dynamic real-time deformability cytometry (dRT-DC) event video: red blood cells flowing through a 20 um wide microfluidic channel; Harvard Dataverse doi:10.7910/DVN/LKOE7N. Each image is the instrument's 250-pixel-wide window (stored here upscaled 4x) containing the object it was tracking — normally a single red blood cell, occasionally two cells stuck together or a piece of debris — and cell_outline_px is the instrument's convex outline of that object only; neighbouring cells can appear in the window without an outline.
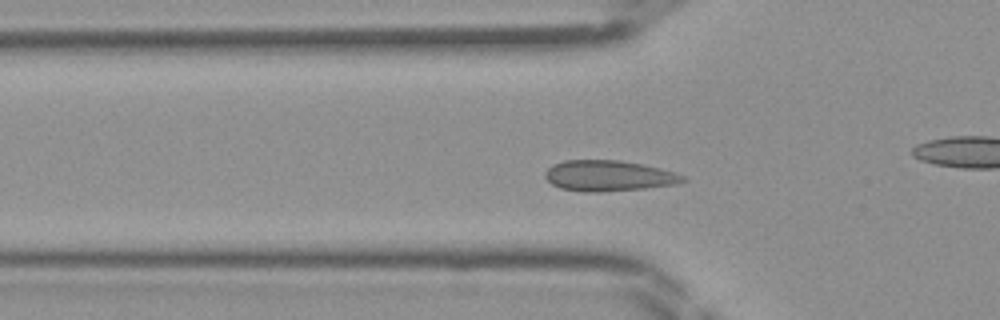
{"species": "Egyptian fruit bat (a non-hibernating species)", "species_latin": "Rousettus aegyptiacus", "temperature_condition": "room temperature", "stored_images_in_passage": 44, "camera_frame_rate_fps": 3000, "um_per_image_px": 0.085, "frame": {"image": 1, "passage_image": 12, "time_ms": 3.667, "image_size_px": [1000, 320], "cell_outline_px": [[688, 180], [676, 184], [644, 188], [600, 192], [584, 192], [560, 188], [552, 184], [544, 176], [544, 172], [552, 164], [564, 160], [620, 160], [644, 164], [660, 168], [684, 176]], "centroid_in_image_um": [51.71, 14.94], "position_along_channel_um": 74.1, "area_um2": 24.74}}
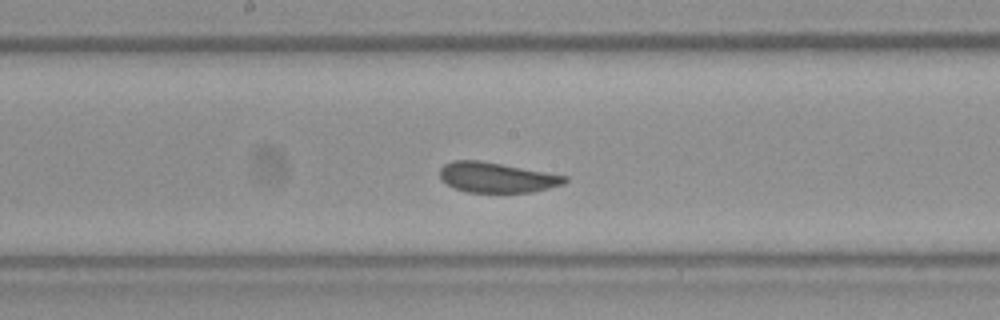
{"frame": {"image": 2, "passage_image": 21, "time_ms": 6.667, "image_size_px": [1000, 320], "cell_outline_px": [[568, 180], [564, 184], [532, 192], [468, 192], [456, 188], [440, 180], [440, 168], [444, 164], [452, 160], [480, 160], [568, 176]], "centroid_in_image_um": [42.21, 15.07], "position_along_channel_um": 206.0, "area_um2": 21.91}}
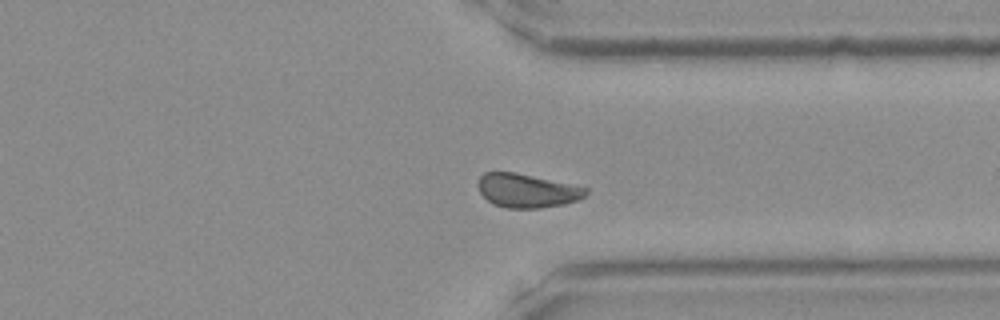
{"frame": {"image": 3, "passage_image": 32, "time_ms": 10.333, "image_size_px": [1000, 320], "cell_outline_px": [[588, 192], [584, 196], [576, 200], [564, 204], [540, 208], [508, 208], [492, 204], [480, 192], [476, 184], [480, 176], [484, 172], [516, 172], [588, 188]], "centroid_in_image_um": [44.76, 16.2], "position_along_channel_um": 366.6, "area_um2": 21.15}}